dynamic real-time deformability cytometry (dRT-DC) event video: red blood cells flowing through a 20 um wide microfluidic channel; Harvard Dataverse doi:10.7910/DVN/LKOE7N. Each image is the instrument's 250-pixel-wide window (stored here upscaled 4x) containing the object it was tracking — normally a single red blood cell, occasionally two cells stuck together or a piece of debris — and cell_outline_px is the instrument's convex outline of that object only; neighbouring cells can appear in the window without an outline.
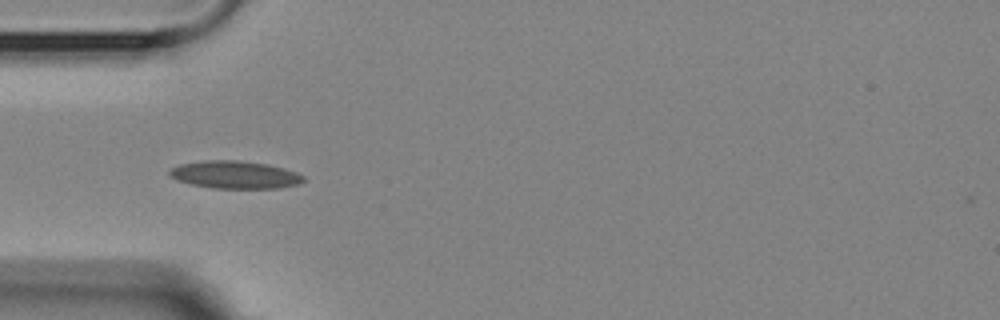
{"species": "Egyptian fruit bat (a non-hibernating species)", "species_latin": "Rousettus aegyptiacus", "temperature_condition": "room temperature", "stored_images_in_passage": 2, "camera_frame_rate_fps": 3000, "um_per_image_px": 0.085, "animal": {"sex": "female"}, "frame": {"image": 1, "passage_image": 1, "time_ms": 0.0, "image_size_px": [1000, 320], "cell_outline_px": [[304, 180], [300, 184], [276, 188], [212, 188], [192, 184], [176, 180], [168, 176], [168, 172], [172, 168], [180, 164], [204, 160], [236, 160], [268, 164], [296, 172], [304, 176]], "centroid_in_image_um": [19.94, 14.85], "position_along_channel_um": 65.1, "area_um2": 21.56}}
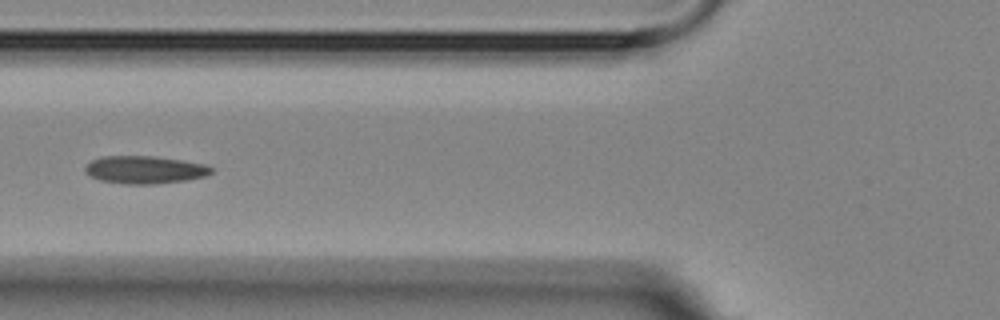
{"frame": {"image": 2, "passage_image": 2, "time_ms": 1.333, "image_size_px": [1000, 320], "cell_outline_px": [[212, 172], [204, 176], [184, 180], [152, 184], [128, 184], [100, 180], [84, 172], [84, 168], [92, 160], [100, 156], [156, 156], [204, 164], [212, 168]], "centroid_in_image_um": [12.26, 14.42], "position_along_channel_um": 113.5, "area_um2": 20.11}}